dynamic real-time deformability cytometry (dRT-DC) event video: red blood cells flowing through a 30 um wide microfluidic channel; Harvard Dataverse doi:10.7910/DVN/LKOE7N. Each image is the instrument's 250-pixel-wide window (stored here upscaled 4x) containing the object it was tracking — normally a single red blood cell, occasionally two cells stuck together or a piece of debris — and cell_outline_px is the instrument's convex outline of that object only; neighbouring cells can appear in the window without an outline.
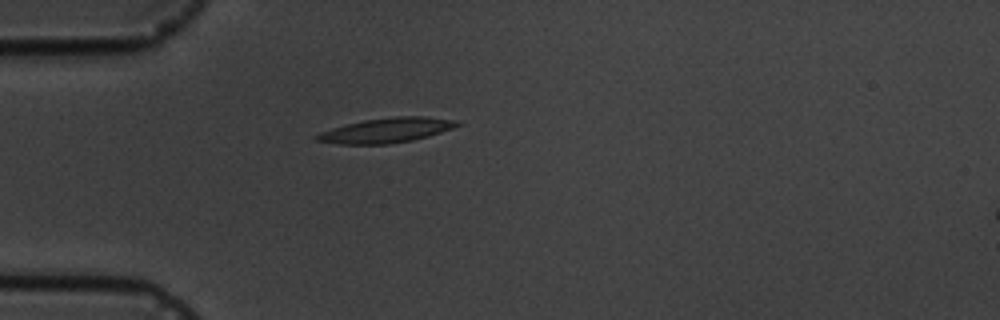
{"species": "common noctule bat (a hibernating species)", "species_latin": "Nyctalus noctula", "temperature_condition": "cold", "stored_images_in_passage": 1, "camera_frame_rate_fps": 3000, "um_per_image_px": 0.085, "animal": {"sex": "male", "body_mass_g": 19.5, "forearm_length_mm": 54.6}, "frame": {"image": 1, "passage_image": 1, "time_ms": 0.0, "image_size_px": [1000, 320], "cell_outline_px": [[464, 124], [428, 136], [412, 140], [388, 144], [340, 144], [316, 140], [312, 136], [320, 132], [332, 128], [364, 120], [396, 116], [424, 116], [456, 120]], "centroid_in_image_um": [32.85, 11.07], "position_along_channel_um": 52.1, "area_um2": 20.17}}